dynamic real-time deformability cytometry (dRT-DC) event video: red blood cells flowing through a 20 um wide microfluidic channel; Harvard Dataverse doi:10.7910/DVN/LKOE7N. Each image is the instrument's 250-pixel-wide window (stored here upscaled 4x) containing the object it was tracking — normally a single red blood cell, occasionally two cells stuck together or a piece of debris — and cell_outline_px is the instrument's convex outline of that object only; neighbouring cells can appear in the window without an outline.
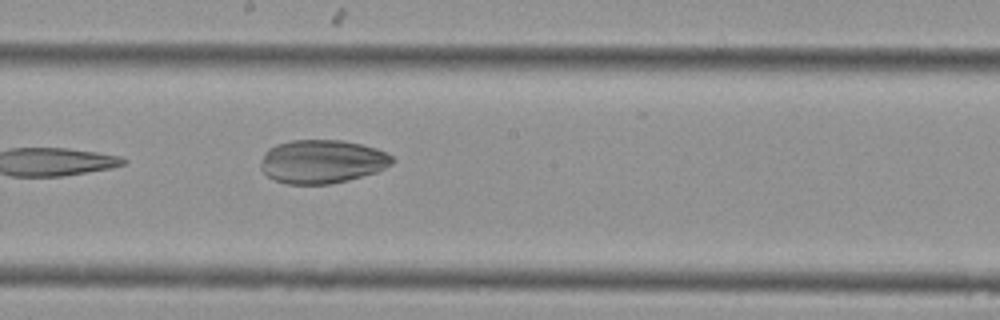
{"species": "Egyptian fruit bat (a non-hibernating species)", "species_latin": "Rousettus aegyptiacus", "temperature_condition": "cold", "stored_images_in_passage": 10, "camera_frame_rate_fps": 3000, "um_per_image_px": 0.085, "animal": {"sex": "female"}, "frame": {"image": 1, "passage_image": 10, "time_ms": 3.0, "image_size_px": [1000, 320], "cell_outline_px": [[396, 160], [392, 164], [376, 172], [348, 180], [328, 184], [288, 184], [276, 180], [268, 176], [260, 168], [260, 164], [264, 152], [268, 148], [276, 144], [292, 140], [340, 140], [360, 144], [376, 148], [392, 156]], "centroid_in_image_um": [27.36, 13.72], "position_along_channel_um": 220.8, "area_um2": 33.35}}